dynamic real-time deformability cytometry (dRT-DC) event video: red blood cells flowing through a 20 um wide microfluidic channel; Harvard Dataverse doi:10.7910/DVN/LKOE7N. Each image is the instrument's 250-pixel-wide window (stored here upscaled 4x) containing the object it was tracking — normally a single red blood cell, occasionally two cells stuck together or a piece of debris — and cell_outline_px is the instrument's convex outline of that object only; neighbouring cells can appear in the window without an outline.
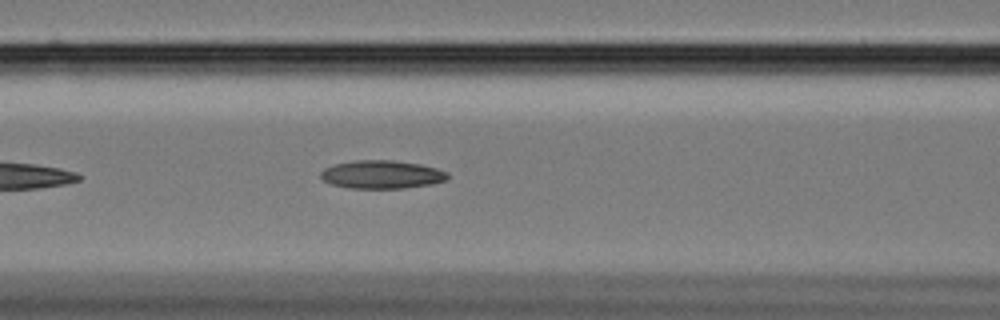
{"species": "Egyptian fruit bat (a non-hibernating species)", "species_latin": "Rousettus aegyptiacus", "temperature_condition": "cold", "stored_images_in_passage": 17, "camera_frame_rate_fps": 3000, "um_per_image_px": 0.085, "animal": {"sex": "female"}, "frame": {"image": 1, "passage_image": 10, "time_ms": 3.0, "image_size_px": [1000, 320], "cell_outline_px": [[448, 180], [432, 184], [404, 188], [348, 188], [332, 184], [324, 180], [320, 176], [320, 172], [324, 168], [336, 164], [356, 160], [392, 160], [420, 164], [436, 168], [448, 172]], "centroid_in_image_um": [32.47, 14.83], "position_along_channel_um": 134.1, "area_um2": 20.87}}